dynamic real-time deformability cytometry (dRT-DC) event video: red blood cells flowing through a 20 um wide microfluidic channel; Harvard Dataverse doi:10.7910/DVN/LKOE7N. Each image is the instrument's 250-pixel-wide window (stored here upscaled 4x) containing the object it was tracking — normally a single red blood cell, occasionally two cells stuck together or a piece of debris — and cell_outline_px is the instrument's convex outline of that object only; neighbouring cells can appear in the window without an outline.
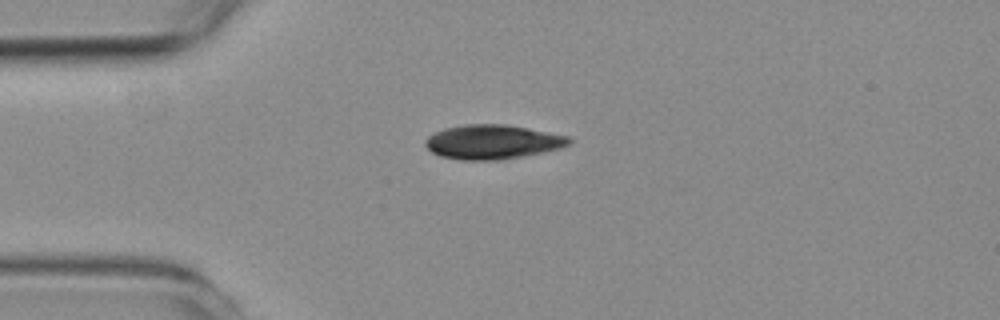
{"species": "common noctule bat (a hibernating species)", "species_latin": "Nyctalus noctula", "temperature_condition": "room temperature", "stored_images_in_passage": 20, "camera_frame_rate_fps": 3000, "um_per_image_px": 0.085, "animal": {"sex": "female", "body_mass_g": 19.3, "forearm_length_mm": 54.1}, "frame": {"image": 1, "passage_image": 1, "time_ms": 0.0, "image_size_px": [1000, 320], "cell_outline_px": [[572, 144], [560, 148], [500, 160], [460, 160], [440, 156], [432, 152], [424, 144], [424, 140], [428, 136], [444, 128], [464, 124], [504, 124], [528, 128], [568, 136], [572, 140]], "centroid_in_image_um": [41.84, 12.06], "position_along_channel_um": 43.2, "area_um2": 28.67}}